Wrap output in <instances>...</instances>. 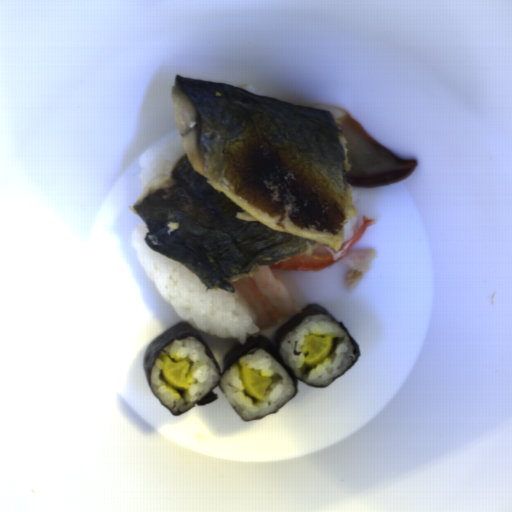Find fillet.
<instances>
[{"instance_id": "25842a12", "label": "fillet", "mask_w": 512, "mask_h": 512, "mask_svg": "<svg viewBox=\"0 0 512 512\" xmlns=\"http://www.w3.org/2000/svg\"><path fill=\"white\" fill-rule=\"evenodd\" d=\"M311 108L329 111L340 120V129L346 140L347 162L351 164L346 176L348 186H389L406 179L416 169V159H403L394 154L341 107L317 103Z\"/></svg>"}]
</instances>
